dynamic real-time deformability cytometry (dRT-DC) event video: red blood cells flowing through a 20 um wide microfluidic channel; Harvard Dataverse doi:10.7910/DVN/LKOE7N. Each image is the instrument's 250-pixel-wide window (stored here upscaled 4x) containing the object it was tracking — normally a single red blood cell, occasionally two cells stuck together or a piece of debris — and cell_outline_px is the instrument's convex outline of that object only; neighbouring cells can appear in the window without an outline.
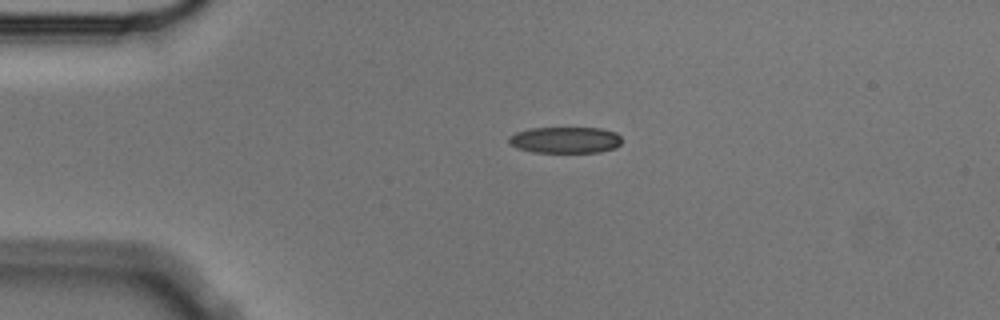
{"species": "Egyptian fruit bat (a non-hibernating species)", "species_latin": "Rousettus aegyptiacus", "temperature_condition": "cold", "stored_images_in_passage": 4, "camera_frame_rate_fps": 3000, "um_per_image_px": 0.085, "animal": {"sex": "male"}, "frame": {"image": 1, "passage_image": 4, "time_ms": 1.0, "image_size_px": [1000, 320], "cell_outline_px": [[620, 144], [616, 148], [600, 152], [532, 152], [516, 148], [508, 144], [508, 136], [516, 132], [532, 128], [604, 128], [616, 132], [620, 136]], "centroid_in_image_um": [48.03, 11.9], "position_along_channel_um": 37.0, "area_um2": 17.51}}